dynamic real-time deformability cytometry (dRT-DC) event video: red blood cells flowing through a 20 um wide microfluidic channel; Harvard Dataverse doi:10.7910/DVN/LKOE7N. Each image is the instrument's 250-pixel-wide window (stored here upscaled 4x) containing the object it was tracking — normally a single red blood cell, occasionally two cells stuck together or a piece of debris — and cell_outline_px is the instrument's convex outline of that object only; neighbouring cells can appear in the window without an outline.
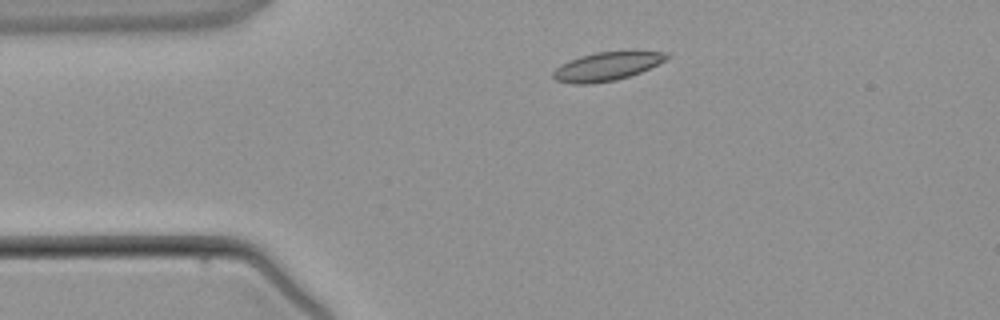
{"species": "common noctule bat (a hibernating species)", "species_latin": "Nyctalus noctula", "temperature_condition": "warm", "stored_images_in_passage": 4, "camera_frame_rate_fps": 3000, "um_per_image_px": 0.085, "animal": {"sex": "male", "body_mass_g": 21.5, "forearm_length_mm": 52.0}, "frame": {"image": 1, "passage_image": 4, "time_ms": 3.667, "image_size_px": [1000, 320], "cell_outline_px": [[668, 56], [664, 60], [640, 72], [616, 80], [588, 84], [572, 84], [556, 80], [552, 76], [552, 72], [560, 64], [580, 56], [596, 52], [668, 52]], "centroid_in_image_um": [51.49, 5.66], "position_along_channel_um": 33.5, "area_um2": 18.44}}